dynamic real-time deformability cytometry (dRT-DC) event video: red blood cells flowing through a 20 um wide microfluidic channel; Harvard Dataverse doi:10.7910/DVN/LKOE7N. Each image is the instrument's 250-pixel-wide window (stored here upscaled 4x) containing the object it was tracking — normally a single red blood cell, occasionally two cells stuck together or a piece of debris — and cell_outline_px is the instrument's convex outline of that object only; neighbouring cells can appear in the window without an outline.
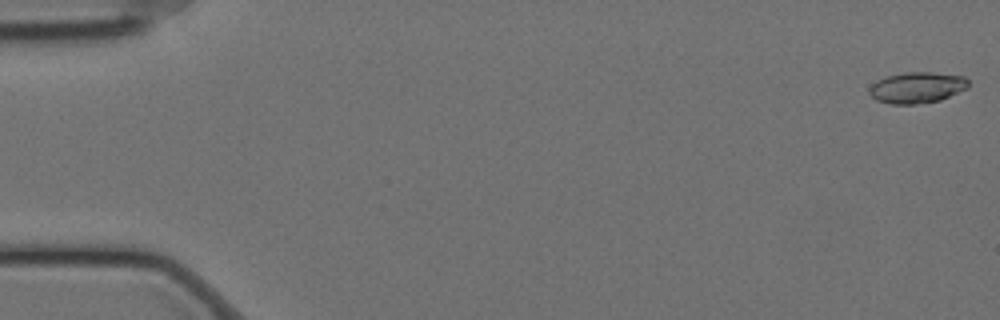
{"species": "Egyptian fruit bat (a non-hibernating species)", "species_latin": "Rousettus aegyptiacus", "temperature_condition": "cold", "stored_images_in_passage": 59, "camera_frame_rate_fps": 3000, "um_per_image_px": 0.085, "animal": {"sex": "female"}, "frame": {"image": 1, "passage_image": 1, "time_ms": 0.0, "image_size_px": [1000, 320], "cell_outline_px": [[968, 88], [940, 100], [916, 104], [892, 104], [876, 100], [868, 92], [868, 88], [876, 80], [888, 76], [904, 72], [932, 72], [964, 76], [968, 80]], "centroid_in_image_um": [77.93, 7.44], "position_along_channel_um": 7.1, "area_um2": 17.98}}
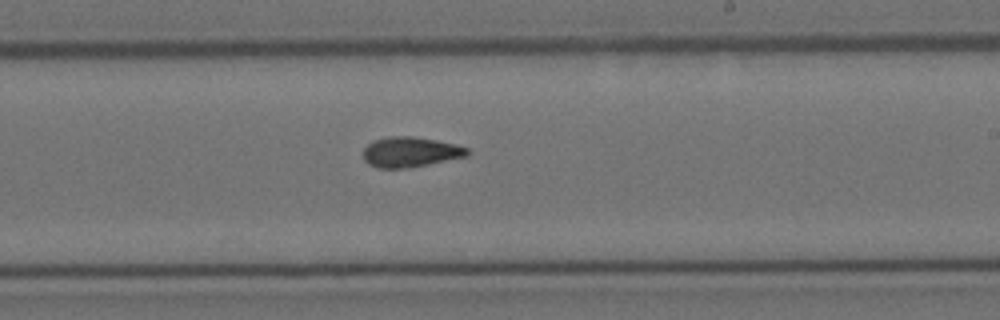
{"frame": {"image": 2, "passage_image": 35, "time_ms": 11.333, "image_size_px": [1000, 320], "cell_outline_px": [[468, 156], [408, 168], [380, 168], [368, 164], [364, 160], [364, 148], [372, 140], [388, 136], [412, 136], [436, 140], [456, 144], [468, 148]], "centroid_in_image_um": [34.86, 12.91], "position_along_channel_um": 254.1, "area_um2": 18.32}}
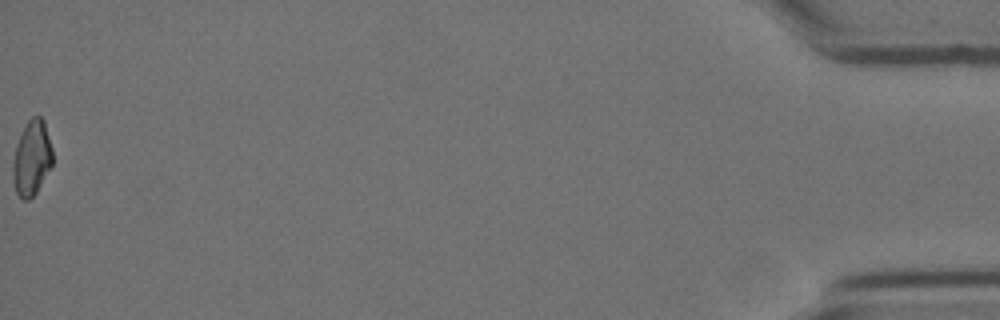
{"frame": {"image": 3, "passage_image": 59, "time_ms": 19.333, "image_size_px": [1000, 320], "cell_outline_px": [[52, 164], [36, 192], [28, 200], [24, 200], [16, 192], [12, 176], [12, 164], [16, 144], [28, 120], [32, 116], [40, 116], [44, 120], [52, 148]], "centroid_in_image_um": [2.69, 13.42], "position_along_channel_um": 432.5, "area_um2": 17.17}, "authors_computed_cell_mechanics": {"area_um2": 17.9758, "velocity_mm_per_s": 3.4717, "shape_relaxation_time_tau1_ms": null, "shape_relaxation_time_tau2_ms": 5.2858, "deformation_change_tau1": null, "deformation_change_tau2": 0.1201}}